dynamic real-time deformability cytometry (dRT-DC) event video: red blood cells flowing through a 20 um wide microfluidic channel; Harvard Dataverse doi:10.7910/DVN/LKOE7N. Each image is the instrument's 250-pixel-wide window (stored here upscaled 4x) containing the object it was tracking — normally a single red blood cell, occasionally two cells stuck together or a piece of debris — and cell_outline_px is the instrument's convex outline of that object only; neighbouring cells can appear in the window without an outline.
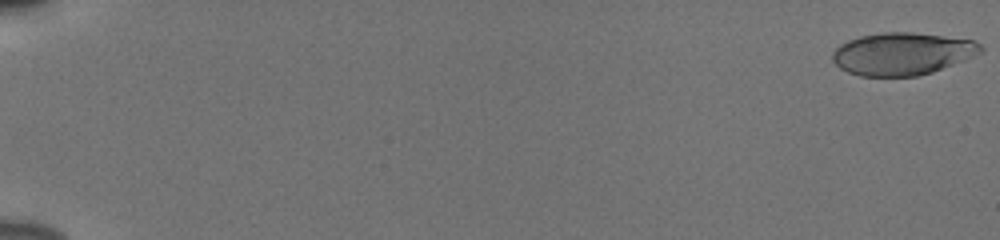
{"species": "human", "species_latin": "Homo sapiens", "temperature_condition": "cold", "stored_images_in_passage": 56, "camera_frame_rate_fps": 3000, "um_per_image_px": 0.085, "donor": {"sex": "male"}, "frame": {"image": 1, "passage_image": 1, "time_ms": 0.0, "image_size_px": [1000, 240], "cell_outline_px": [[984, 48], [980, 52], [964, 60], [932, 72], [916, 76], [860, 76], [848, 72], [840, 68], [832, 60], [832, 52], [840, 44], [848, 40], [860, 36], [880, 32], [912, 32], [972, 40], [980, 44]], "centroid_in_image_um": [76.65, 4.57], "position_along_channel_um": 8.4, "area_um2": 36.47}}
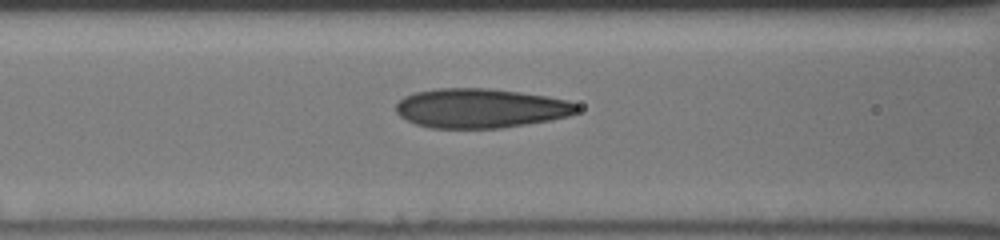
{"frame": {"image": 2, "passage_image": 26, "time_ms": 8.333, "image_size_px": [1000, 240], "cell_outline_px": [[580, 108], [576, 112], [568, 116], [552, 120], [500, 128], [428, 128], [416, 124], [400, 116], [396, 112], [396, 104], [404, 96], [416, 92], [436, 88], [488, 88], [520, 92], [548, 96], [568, 100], [576, 104]], "centroid_in_image_um": [40.85, 9.2], "position_along_channel_um": 125.7, "area_um2": 41.73}}
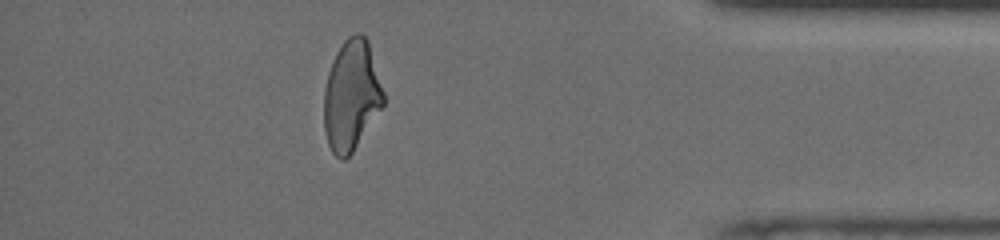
{"frame": {"image": 3, "passage_image": 50, "time_ms": 16.333, "image_size_px": [1000, 240], "cell_outline_px": [[384, 104], [352, 152], [344, 160], [340, 160], [332, 152], [328, 144], [324, 132], [324, 88], [328, 72], [332, 60], [336, 52], [344, 40], [348, 36], [356, 32], [360, 32], [368, 40], [384, 92]], "centroid_in_image_um": [29.85, 8.1], "position_along_channel_um": 405.3, "area_um2": 38.32}, "authors_computed_cell_mechanics": {"area_um2": 39.304, "velocity_mm_per_s": 3.8662, "shape_relaxation_time_tau1_ms": 5.5085, "shape_relaxation_time_tau2_ms": 1.428, "deformation_change_tau1": 0.1963, "deformation_change_tau2": 0.0957}}